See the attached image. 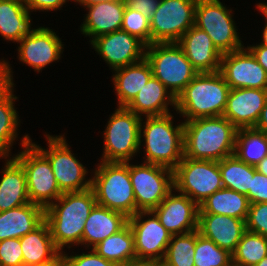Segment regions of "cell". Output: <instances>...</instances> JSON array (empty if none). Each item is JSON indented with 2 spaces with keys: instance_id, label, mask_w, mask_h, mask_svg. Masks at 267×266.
Listing matches in <instances>:
<instances>
[{
  "instance_id": "obj_32",
  "label": "cell",
  "mask_w": 267,
  "mask_h": 266,
  "mask_svg": "<svg viewBox=\"0 0 267 266\" xmlns=\"http://www.w3.org/2000/svg\"><path fill=\"white\" fill-rule=\"evenodd\" d=\"M234 155L255 167L267 156V134L254 127L239 128L236 132Z\"/></svg>"
},
{
  "instance_id": "obj_43",
  "label": "cell",
  "mask_w": 267,
  "mask_h": 266,
  "mask_svg": "<svg viewBox=\"0 0 267 266\" xmlns=\"http://www.w3.org/2000/svg\"><path fill=\"white\" fill-rule=\"evenodd\" d=\"M7 61L0 60V101L8 97L13 92V72Z\"/></svg>"
},
{
  "instance_id": "obj_40",
  "label": "cell",
  "mask_w": 267,
  "mask_h": 266,
  "mask_svg": "<svg viewBox=\"0 0 267 266\" xmlns=\"http://www.w3.org/2000/svg\"><path fill=\"white\" fill-rule=\"evenodd\" d=\"M23 256L20 238L0 241V266H22Z\"/></svg>"
},
{
  "instance_id": "obj_42",
  "label": "cell",
  "mask_w": 267,
  "mask_h": 266,
  "mask_svg": "<svg viewBox=\"0 0 267 266\" xmlns=\"http://www.w3.org/2000/svg\"><path fill=\"white\" fill-rule=\"evenodd\" d=\"M248 200L250 204L267 202V176L257 170L251 178Z\"/></svg>"
},
{
  "instance_id": "obj_5",
  "label": "cell",
  "mask_w": 267,
  "mask_h": 266,
  "mask_svg": "<svg viewBox=\"0 0 267 266\" xmlns=\"http://www.w3.org/2000/svg\"><path fill=\"white\" fill-rule=\"evenodd\" d=\"M98 205L125 214H136V200L129 173V162H103L91 178Z\"/></svg>"
},
{
  "instance_id": "obj_52",
  "label": "cell",
  "mask_w": 267,
  "mask_h": 266,
  "mask_svg": "<svg viewBox=\"0 0 267 266\" xmlns=\"http://www.w3.org/2000/svg\"><path fill=\"white\" fill-rule=\"evenodd\" d=\"M254 266H267V255L256 265Z\"/></svg>"
},
{
  "instance_id": "obj_41",
  "label": "cell",
  "mask_w": 267,
  "mask_h": 266,
  "mask_svg": "<svg viewBox=\"0 0 267 266\" xmlns=\"http://www.w3.org/2000/svg\"><path fill=\"white\" fill-rule=\"evenodd\" d=\"M87 254L81 255H66L65 252L61 254L62 266H117L115 263L99 256L93 248Z\"/></svg>"
},
{
  "instance_id": "obj_15",
  "label": "cell",
  "mask_w": 267,
  "mask_h": 266,
  "mask_svg": "<svg viewBox=\"0 0 267 266\" xmlns=\"http://www.w3.org/2000/svg\"><path fill=\"white\" fill-rule=\"evenodd\" d=\"M220 72L231 89H267V72L248 48L224 53Z\"/></svg>"
},
{
  "instance_id": "obj_31",
  "label": "cell",
  "mask_w": 267,
  "mask_h": 266,
  "mask_svg": "<svg viewBox=\"0 0 267 266\" xmlns=\"http://www.w3.org/2000/svg\"><path fill=\"white\" fill-rule=\"evenodd\" d=\"M93 249L99 256L116 265L137 261L134 235L129 224L99 242Z\"/></svg>"
},
{
  "instance_id": "obj_47",
  "label": "cell",
  "mask_w": 267,
  "mask_h": 266,
  "mask_svg": "<svg viewBox=\"0 0 267 266\" xmlns=\"http://www.w3.org/2000/svg\"><path fill=\"white\" fill-rule=\"evenodd\" d=\"M257 130L263 131L267 134V100L265 106L263 107L259 120L256 123L255 127Z\"/></svg>"
},
{
  "instance_id": "obj_4",
  "label": "cell",
  "mask_w": 267,
  "mask_h": 266,
  "mask_svg": "<svg viewBox=\"0 0 267 266\" xmlns=\"http://www.w3.org/2000/svg\"><path fill=\"white\" fill-rule=\"evenodd\" d=\"M172 114L146 117L140 125V143L144 141L146 163L174 170L184 157V123L174 127ZM143 124V127H142ZM143 131V132H142ZM142 137L144 140H142Z\"/></svg>"
},
{
  "instance_id": "obj_18",
  "label": "cell",
  "mask_w": 267,
  "mask_h": 266,
  "mask_svg": "<svg viewBox=\"0 0 267 266\" xmlns=\"http://www.w3.org/2000/svg\"><path fill=\"white\" fill-rule=\"evenodd\" d=\"M160 223L172 235L197 230L199 206L187 195L172 191L152 210Z\"/></svg>"
},
{
  "instance_id": "obj_30",
  "label": "cell",
  "mask_w": 267,
  "mask_h": 266,
  "mask_svg": "<svg viewBox=\"0 0 267 266\" xmlns=\"http://www.w3.org/2000/svg\"><path fill=\"white\" fill-rule=\"evenodd\" d=\"M249 206L246 195L223 187L199 205V213L227 215L246 221Z\"/></svg>"
},
{
  "instance_id": "obj_6",
  "label": "cell",
  "mask_w": 267,
  "mask_h": 266,
  "mask_svg": "<svg viewBox=\"0 0 267 266\" xmlns=\"http://www.w3.org/2000/svg\"><path fill=\"white\" fill-rule=\"evenodd\" d=\"M145 58L153 77L177 98L198 72L177 43H154L146 46Z\"/></svg>"
},
{
  "instance_id": "obj_36",
  "label": "cell",
  "mask_w": 267,
  "mask_h": 266,
  "mask_svg": "<svg viewBox=\"0 0 267 266\" xmlns=\"http://www.w3.org/2000/svg\"><path fill=\"white\" fill-rule=\"evenodd\" d=\"M196 230L172 235L166 254L161 262L163 266H194Z\"/></svg>"
},
{
  "instance_id": "obj_24",
  "label": "cell",
  "mask_w": 267,
  "mask_h": 266,
  "mask_svg": "<svg viewBox=\"0 0 267 266\" xmlns=\"http://www.w3.org/2000/svg\"><path fill=\"white\" fill-rule=\"evenodd\" d=\"M45 221V208L28 203L0 212V241L21 238Z\"/></svg>"
},
{
  "instance_id": "obj_51",
  "label": "cell",
  "mask_w": 267,
  "mask_h": 266,
  "mask_svg": "<svg viewBox=\"0 0 267 266\" xmlns=\"http://www.w3.org/2000/svg\"><path fill=\"white\" fill-rule=\"evenodd\" d=\"M117 266H149V262L133 261V262H130V263H124V264L117 265Z\"/></svg>"
},
{
  "instance_id": "obj_12",
  "label": "cell",
  "mask_w": 267,
  "mask_h": 266,
  "mask_svg": "<svg viewBox=\"0 0 267 266\" xmlns=\"http://www.w3.org/2000/svg\"><path fill=\"white\" fill-rule=\"evenodd\" d=\"M48 150L33 143L49 160L57 185L62 193L84 191L91 187L86 167L71 153L66 139L61 135L46 134ZM86 179V180H85Z\"/></svg>"
},
{
  "instance_id": "obj_8",
  "label": "cell",
  "mask_w": 267,
  "mask_h": 266,
  "mask_svg": "<svg viewBox=\"0 0 267 266\" xmlns=\"http://www.w3.org/2000/svg\"><path fill=\"white\" fill-rule=\"evenodd\" d=\"M104 132L103 162H129L139 152L142 117L118 107Z\"/></svg>"
},
{
  "instance_id": "obj_37",
  "label": "cell",
  "mask_w": 267,
  "mask_h": 266,
  "mask_svg": "<svg viewBox=\"0 0 267 266\" xmlns=\"http://www.w3.org/2000/svg\"><path fill=\"white\" fill-rule=\"evenodd\" d=\"M194 266H232V254L196 230Z\"/></svg>"
},
{
  "instance_id": "obj_50",
  "label": "cell",
  "mask_w": 267,
  "mask_h": 266,
  "mask_svg": "<svg viewBox=\"0 0 267 266\" xmlns=\"http://www.w3.org/2000/svg\"><path fill=\"white\" fill-rule=\"evenodd\" d=\"M74 2L76 1L77 3H79L81 6L83 5L84 7L86 6H90L96 3H100V2H111L114 0H73Z\"/></svg>"
},
{
  "instance_id": "obj_53",
  "label": "cell",
  "mask_w": 267,
  "mask_h": 266,
  "mask_svg": "<svg viewBox=\"0 0 267 266\" xmlns=\"http://www.w3.org/2000/svg\"><path fill=\"white\" fill-rule=\"evenodd\" d=\"M257 9L260 10H267V4L266 3H259L256 7Z\"/></svg>"
},
{
  "instance_id": "obj_28",
  "label": "cell",
  "mask_w": 267,
  "mask_h": 266,
  "mask_svg": "<svg viewBox=\"0 0 267 266\" xmlns=\"http://www.w3.org/2000/svg\"><path fill=\"white\" fill-rule=\"evenodd\" d=\"M113 71L115 74H113L112 81L118 96L117 107H127L153 76L151 66L146 58Z\"/></svg>"
},
{
  "instance_id": "obj_26",
  "label": "cell",
  "mask_w": 267,
  "mask_h": 266,
  "mask_svg": "<svg viewBox=\"0 0 267 266\" xmlns=\"http://www.w3.org/2000/svg\"><path fill=\"white\" fill-rule=\"evenodd\" d=\"M128 224V217L118 211L96 204L85 221L81 245L96 246Z\"/></svg>"
},
{
  "instance_id": "obj_3",
  "label": "cell",
  "mask_w": 267,
  "mask_h": 266,
  "mask_svg": "<svg viewBox=\"0 0 267 266\" xmlns=\"http://www.w3.org/2000/svg\"><path fill=\"white\" fill-rule=\"evenodd\" d=\"M231 88L220 71L198 73L176 98V111L189 121L223 116Z\"/></svg>"
},
{
  "instance_id": "obj_35",
  "label": "cell",
  "mask_w": 267,
  "mask_h": 266,
  "mask_svg": "<svg viewBox=\"0 0 267 266\" xmlns=\"http://www.w3.org/2000/svg\"><path fill=\"white\" fill-rule=\"evenodd\" d=\"M18 99L13 92L0 101V157H9L10 147L18 136V114L14 106L15 100Z\"/></svg>"
},
{
  "instance_id": "obj_9",
  "label": "cell",
  "mask_w": 267,
  "mask_h": 266,
  "mask_svg": "<svg viewBox=\"0 0 267 266\" xmlns=\"http://www.w3.org/2000/svg\"><path fill=\"white\" fill-rule=\"evenodd\" d=\"M173 171L174 190L187 195L198 206L223 188L219 161L183 157Z\"/></svg>"
},
{
  "instance_id": "obj_34",
  "label": "cell",
  "mask_w": 267,
  "mask_h": 266,
  "mask_svg": "<svg viewBox=\"0 0 267 266\" xmlns=\"http://www.w3.org/2000/svg\"><path fill=\"white\" fill-rule=\"evenodd\" d=\"M267 255V237L245 231L232 253V266H254Z\"/></svg>"
},
{
  "instance_id": "obj_22",
  "label": "cell",
  "mask_w": 267,
  "mask_h": 266,
  "mask_svg": "<svg viewBox=\"0 0 267 266\" xmlns=\"http://www.w3.org/2000/svg\"><path fill=\"white\" fill-rule=\"evenodd\" d=\"M125 7L124 0L100 2L86 6L85 8L89 11L80 27L82 34L91 36L90 42H92L99 36L120 30Z\"/></svg>"
},
{
  "instance_id": "obj_2",
  "label": "cell",
  "mask_w": 267,
  "mask_h": 266,
  "mask_svg": "<svg viewBox=\"0 0 267 266\" xmlns=\"http://www.w3.org/2000/svg\"><path fill=\"white\" fill-rule=\"evenodd\" d=\"M184 123V157L221 161L234 154L237 128L224 116L196 118Z\"/></svg>"
},
{
  "instance_id": "obj_54",
  "label": "cell",
  "mask_w": 267,
  "mask_h": 266,
  "mask_svg": "<svg viewBox=\"0 0 267 266\" xmlns=\"http://www.w3.org/2000/svg\"><path fill=\"white\" fill-rule=\"evenodd\" d=\"M22 266H34V265H22ZM37 266H62V264H43V265H37Z\"/></svg>"
},
{
  "instance_id": "obj_13",
  "label": "cell",
  "mask_w": 267,
  "mask_h": 266,
  "mask_svg": "<svg viewBox=\"0 0 267 266\" xmlns=\"http://www.w3.org/2000/svg\"><path fill=\"white\" fill-rule=\"evenodd\" d=\"M198 0H160L150 19L151 44L177 43L194 25Z\"/></svg>"
},
{
  "instance_id": "obj_45",
  "label": "cell",
  "mask_w": 267,
  "mask_h": 266,
  "mask_svg": "<svg viewBox=\"0 0 267 266\" xmlns=\"http://www.w3.org/2000/svg\"><path fill=\"white\" fill-rule=\"evenodd\" d=\"M26 8L33 12L34 10L53 11L61 8L67 0H23Z\"/></svg>"
},
{
  "instance_id": "obj_38",
  "label": "cell",
  "mask_w": 267,
  "mask_h": 266,
  "mask_svg": "<svg viewBox=\"0 0 267 266\" xmlns=\"http://www.w3.org/2000/svg\"><path fill=\"white\" fill-rule=\"evenodd\" d=\"M121 29L138 37L146 45L151 44L150 19L130 7H125Z\"/></svg>"
},
{
  "instance_id": "obj_48",
  "label": "cell",
  "mask_w": 267,
  "mask_h": 266,
  "mask_svg": "<svg viewBox=\"0 0 267 266\" xmlns=\"http://www.w3.org/2000/svg\"><path fill=\"white\" fill-rule=\"evenodd\" d=\"M255 167L259 173L267 176V156L264 157Z\"/></svg>"
},
{
  "instance_id": "obj_21",
  "label": "cell",
  "mask_w": 267,
  "mask_h": 266,
  "mask_svg": "<svg viewBox=\"0 0 267 266\" xmlns=\"http://www.w3.org/2000/svg\"><path fill=\"white\" fill-rule=\"evenodd\" d=\"M198 232L217 246L233 253L246 231L245 220L227 215L198 213Z\"/></svg>"
},
{
  "instance_id": "obj_14",
  "label": "cell",
  "mask_w": 267,
  "mask_h": 266,
  "mask_svg": "<svg viewBox=\"0 0 267 266\" xmlns=\"http://www.w3.org/2000/svg\"><path fill=\"white\" fill-rule=\"evenodd\" d=\"M146 216L148 219L142 220ZM128 224L134 235L137 261L161 263L172 234L160 223L155 213L152 210L138 211L128 218Z\"/></svg>"
},
{
  "instance_id": "obj_23",
  "label": "cell",
  "mask_w": 267,
  "mask_h": 266,
  "mask_svg": "<svg viewBox=\"0 0 267 266\" xmlns=\"http://www.w3.org/2000/svg\"><path fill=\"white\" fill-rule=\"evenodd\" d=\"M20 243L24 265L62 264V252L55 246L45 221L21 237Z\"/></svg>"
},
{
  "instance_id": "obj_25",
  "label": "cell",
  "mask_w": 267,
  "mask_h": 266,
  "mask_svg": "<svg viewBox=\"0 0 267 266\" xmlns=\"http://www.w3.org/2000/svg\"><path fill=\"white\" fill-rule=\"evenodd\" d=\"M169 104L175 109L176 98L160 80L152 76L126 108L140 117L163 116L170 114Z\"/></svg>"
},
{
  "instance_id": "obj_10",
  "label": "cell",
  "mask_w": 267,
  "mask_h": 266,
  "mask_svg": "<svg viewBox=\"0 0 267 266\" xmlns=\"http://www.w3.org/2000/svg\"><path fill=\"white\" fill-rule=\"evenodd\" d=\"M232 16V10L219 0L197 1L194 25L209 35L222 54L244 47Z\"/></svg>"
},
{
  "instance_id": "obj_1",
  "label": "cell",
  "mask_w": 267,
  "mask_h": 266,
  "mask_svg": "<svg viewBox=\"0 0 267 266\" xmlns=\"http://www.w3.org/2000/svg\"><path fill=\"white\" fill-rule=\"evenodd\" d=\"M97 204L93 189L63 193L55 202L45 208V222L55 246L63 248L82 241L85 221Z\"/></svg>"
},
{
  "instance_id": "obj_19",
  "label": "cell",
  "mask_w": 267,
  "mask_h": 266,
  "mask_svg": "<svg viewBox=\"0 0 267 266\" xmlns=\"http://www.w3.org/2000/svg\"><path fill=\"white\" fill-rule=\"evenodd\" d=\"M267 100V89H231L223 116L237 129L255 127Z\"/></svg>"
},
{
  "instance_id": "obj_49",
  "label": "cell",
  "mask_w": 267,
  "mask_h": 266,
  "mask_svg": "<svg viewBox=\"0 0 267 266\" xmlns=\"http://www.w3.org/2000/svg\"><path fill=\"white\" fill-rule=\"evenodd\" d=\"M260 12L264 15L266 24H265L263 34H262L263 40L259 45H263L267 47V10H260Z\"/></svg>"
},
{
  "instance_id": "obj_11",
  "label": "cell",
  "mask_w": 267,
  "mask_h": 266,
  "mask_svg": "<svg viewBox=\"0 0 267 266\" xmlns=\"http://www.w3.org/2000/svg\"><path fill=\"white\" fill-rule=\"evenodd\" d=\"M130 179L138 211H151L174 190V171L167 167L146 163L131 165Z\"/></svg>"
},
{
  "instance_id": "obj_55",
  "label": "cell",
  "mask_w": 267,
  "mask_h": 266,
  "mask_svg": "<svg viewBox=\"0 0 267 266\" xmlns=\"http://www.w3.org/2000/svg\"><path fill=\"white\" fill-rule=\"evenodd\" d=\"M149 266H163L161 263H150L149 262Z\"/></svg>"
},
{
  "instance_id": "obj_27",
  "label": "cell",
  "mask_w": 267,
  "mask_h": 266,
  "mask_svg": "<svg viewBox=\"0 0 267 266\" xmlns=\"http://www.w3.org/2000/svg\"><path fill=\"white\" fill-rule=\"evenodd\" d=\"M5 163L0 180V212L30 203L24 168L13 156Z\"/></svg>"
},
{
  "instance_id": "obj_29",
  "label": "cell",
  "mask_w": 267,
  "mask_h": 266,
  "mask_svg": "<svg viewBox=\"0 0 267 266\" xmlns=\"http://www.w3.org/2000/svg\"><path fill=\"white\" fill-rule=\"evenodd\" d=\"M29 14L23 0H0L1 36L18 43L31 30Z\"/></svg>"
},
{
  "instance_id": "obj_16",
  "label": "cell",
  "mask_w": 267,
  "mask_h": 266,
  "mask_svg": "<svg viewBox=\"0 0 267 266\" xmlns=\"http://www.w3.org/2000/svg\"><path fill=\"white\" fill-rule=\"evenodd\" d=\"M91 44L113 70L143 60L147 46L138 37L122 29L99 36Z\"/></svg>"
},
{
  "instance_id": "obj_20",
  "label": "cell",
  "mask_w": 267,
  "mask_h": 266,
  "mask_svg": "<svg viewBox=\"0 0 267 266\" xmlns=\"http://www.w3.org/2000/svg\"><path fill=\"white\" fill-rule=\"evenodd\" d=\"M177 44L198 73L220 71L223 54L205 31L193 25L183 34Z\"/></svg>"
},
{
  "instance_id": "obj_33",
  "label": "cell",
  "mask_w": 267,
  "mask_h": 266,
  "mask_svg": "<svg viewBox=\"0 0 267 266\" xmlns=\"http://www.w3.org/2000/svg\"><path fill=\"white\" fill-rule=\"evenodd\" d=\"M219 169L224 188L237 191L248 197L251 178L256 167L242 162L233 154L219 161Z\"/></svg>"
},
{
  "instance_id": "obj_46",
  "label": "cell",
  "mask_w": 267,
  "mask_h": 266,
  "mask_svg": "<svg viewBox=\"0 0 267 266\" xmlns=\"http://www.w3.org/2000/svg\"><path fill=\"white\" fill-rule=\"evenodd\" d=\"M251 53L256 58L257 62L265 69L267 72V47L257 44L256 46H247Z\"/></svg>"
},
{
  "instance_id": "obj_44",
  "label": "cell",
  "mask_w": 267,
  "mask_h": 266,
  "mask_svg": "<svg viewBox=\"0 0 267 266\" xmlns=\"http://www.w3.org/2000/svg\"><path fill=\"white\" fill-rule=\"evenodd\" d=\"M126 7H130L151 19L157 10L160 0H124Z\"/></svg>"
},
{
  "instance_id": "obj_17",
  "label": "cell",
  "mask_w": 267,
  "mask_h": 266,
  "mask_svg": "<svg viewBox=\"0 0 267 266\" xmlns=\"http://www.w3.org/2000/svg\"><path fill=\"white\" fill-rule=\"evenodd\" d=\"M18 44L19 60L37 72L59 60L64 49L59 36L47 27L30 30Z\"/></svg>"
},
{
  "instance_id": "obj_7",
  "label": "cell",
  "mask_w": 267,
  "mask_h": 266,
  "mask_svg": "<svg viewBox=\"0 0 267 266\" xmlns=\"http://www.w3.org/2000/svg\"><path fill=\"white\" fill-rule=\"evenodd\" d=\"M22 138L21 146L25 149L13 157L25 170L30 202L46 208L63 193L57 185L48 158L33 144L28 134Z\"/></svg>"
},
{
  "instance_id": "obj_39",
  "label": "cell",
  "mask_w": 267,
  "mask_h": 266,
  "mask_svg": "<svg viewBox=\"0 0 267 266\" xmlns=\"http://www.w3.org/2000/svg\"><path fill=\"white\" fill-rule=\"evenodd\" d=\"M246 230L267 237V202L250 204Z\"/></svg>"
}]
</instances>
